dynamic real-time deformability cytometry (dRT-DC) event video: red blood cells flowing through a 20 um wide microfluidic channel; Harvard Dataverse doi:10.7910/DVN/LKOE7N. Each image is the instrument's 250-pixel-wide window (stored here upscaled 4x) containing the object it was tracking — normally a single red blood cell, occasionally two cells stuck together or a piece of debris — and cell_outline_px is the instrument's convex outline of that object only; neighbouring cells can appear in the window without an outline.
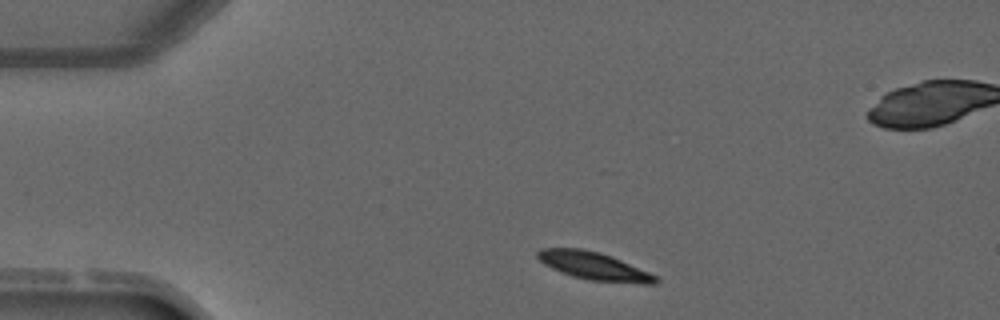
{"species": "common noctule bat (a hibernating species)", "species_latin": "Nyctalus noctula", "temperature_condition": "warm", "stored_images_in_passage": 2, "camera_frame_rate_fps": 3000, "um_per_image_px": 0.085, "animal": {"sex": "male", "forearm_length_mm": 52.5}, "frame": {"image": 1, "passage_image": 1, "time_ms": 0.0, "image_size_px": [1000, 320], "cell_outline_px": [[660, 280], [656, 284], [644, 284], [588, 280], [572, 276], [552, 268], [544, 264], [536, 256], [536, 252], [540, 248], [580, 248], [600, 252], [612, 256], [648, 272], [656, 276]], "centroid_in_image_um": [50.48, 22.61], "position_along_channel_um": 34.5, "area_um2": 19.13}}